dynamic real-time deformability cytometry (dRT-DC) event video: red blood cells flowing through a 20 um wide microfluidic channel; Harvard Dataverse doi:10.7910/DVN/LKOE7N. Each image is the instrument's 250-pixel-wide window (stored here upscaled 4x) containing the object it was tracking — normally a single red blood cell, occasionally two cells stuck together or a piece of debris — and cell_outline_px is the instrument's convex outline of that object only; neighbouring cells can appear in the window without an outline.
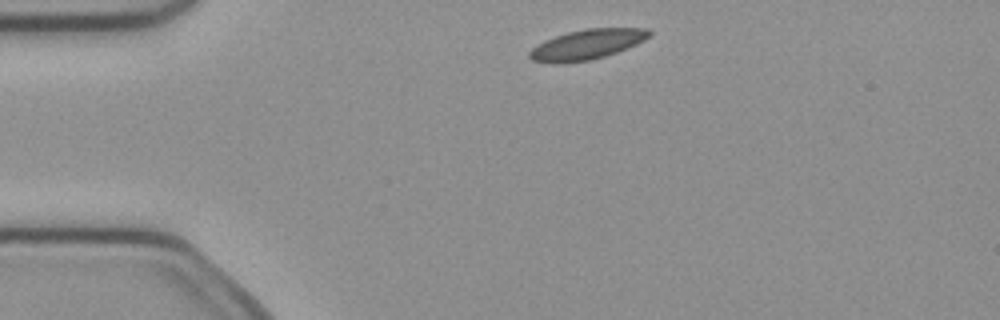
{"species": "common noctule bat (a hibernating species)", "species_latin": "Nyctalus noctula", "temperature_condition": "cold", "stored_images_in_passage": 2, "camera_frame_rate_fps": 3000, "um_per_image_px": 0.085, "animal": {"sex": "female", "body_mass_g": 21.9}, "frame": {"image": 1, "passage_image": 1, "time_ms": 0.0, "image_size_px": [1000, 320], "cell_outline_px": [[652, 36], [628, 48], [592, 60], [532, 60], [528, 56], [528, 52], [532, 48], [544, 40], [568, 32], [584, 28], [648, 28], [652, 32]], "centroid_in_image_um": [50.0, 3.72], "position_along_channel_um": 35.0, "area_um2": 20.23}}